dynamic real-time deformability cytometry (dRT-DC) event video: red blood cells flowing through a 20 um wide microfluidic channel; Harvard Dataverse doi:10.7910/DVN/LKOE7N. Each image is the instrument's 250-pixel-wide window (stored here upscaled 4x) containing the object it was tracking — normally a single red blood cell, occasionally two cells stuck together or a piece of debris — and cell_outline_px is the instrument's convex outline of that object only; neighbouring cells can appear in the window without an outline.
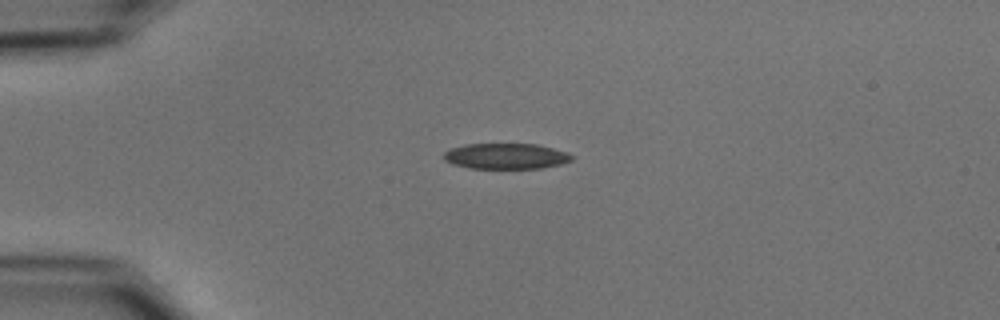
{"species": "common noctule bat (a hibernating species)", "species_latin": "Nyctalus noctula", "temperature_condition": "cold", "stored_images_in_passage": 41, "camera_frame_rate_fps": 3000, "um_per_image_px": 0.085, "animal": {"sex": "male", "body_mass_g": 15.6}, "frame": {"image": 1, "passage_image": 1, "time_ms": 0.0, "image_size_px": [1000, 320], "cell_outline_px": [[572, 160], [560, 164], [540, 168], [468, 168], [452, 164], [444, 160], [444, 152], [452, 148], [464, 144], [536, 144], [568, 152], [572, 156]], "centroid_in_image_um": [42.98, 13.27], "position_along_channel_um": 42.0, "area_um2": 19.07}}
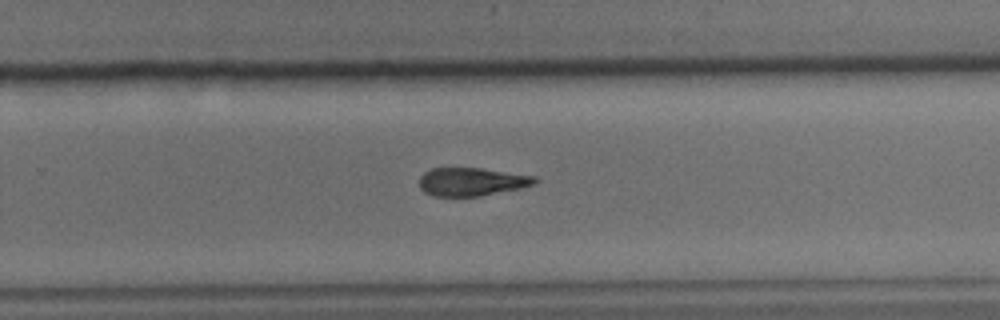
{"frame": {"image": 2, "passage_image": 23, "time_ms": 7.333, "image_size_px": [1000, 320], "cell_outline_px": [[540, 180], [536, 184], [520, 188], [480, 196], [436, 196], [424, 192], [420, 188], [420, 176], [424, 172], [432, 168], [480, 168], [536, 176]], "centroid_in_image_um": [40.12, 15.44], "position_along_channel_um": 289.7, "area_um2": 19.02}}
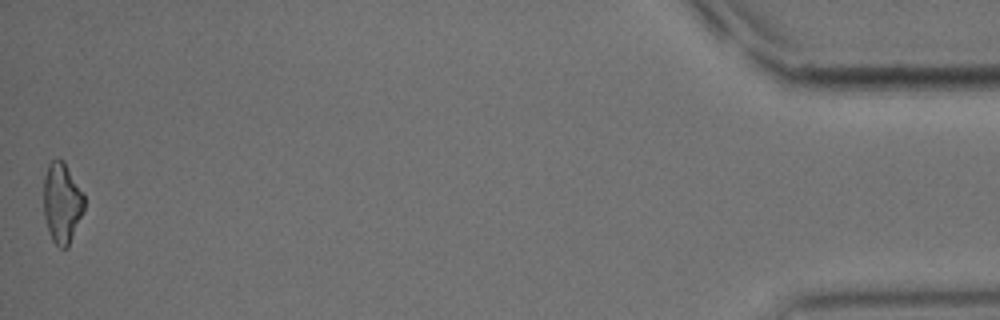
{"frame": {"image": 3, "passage_image": 41, "time_ms": 13.333, "image_size_px": [1000, 320], "cell_outline_px": [[84, 208], [68, 248], [60, 248], [52, 240], [48, 232], [44, 216], [44, 176], [48, 164], [52, 160], [64, 160], [84, 196]], "centroid_in_image_um": [5.25, 17.26], "position_along_channel_um": 430.0, "area_um2": 18.9}, "authors_computed_cell_mechanics": {"area_um2": 19.941, "velocity_mm_per_s": 3.7724, "shape_relaxation_time_tau1_ms": 4.3416, "shape_relaxation_time_tau2_ms": 8.1343, "deformation_change_tau1": 0.1408, "deformation_change_tau2": 0.2137}}